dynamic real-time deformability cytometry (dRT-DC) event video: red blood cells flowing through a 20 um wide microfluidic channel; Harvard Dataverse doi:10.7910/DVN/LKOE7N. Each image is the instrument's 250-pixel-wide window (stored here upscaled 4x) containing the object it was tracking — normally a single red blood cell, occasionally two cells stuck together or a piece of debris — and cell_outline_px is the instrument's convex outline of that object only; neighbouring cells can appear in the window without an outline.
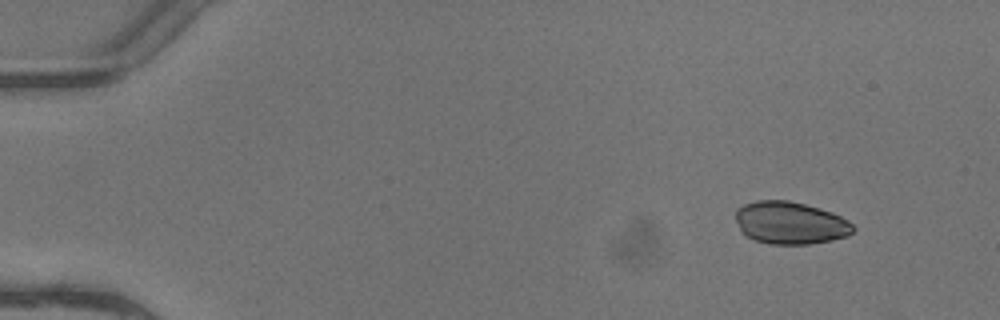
{"species": "common noctule bat (a hibernating species)", "species_latin": "Nyctalus noctula", "temperature_condition": "warm", "stored_images_in_passage": 4, "camera_frame_rate_fps": 3000, "um_per_image_px": 0.085, "animal": {"sex": "female"}, "frame": {"image": 1, "passage_image": 1, "time_ms": 0.0, "image_size_px": [1000, 320], "cell_outline_px": [[856, 228], [848, 236], [832, 240], [808, 244], [772, 244], [756, 240], [740, 232], [736, 220], [736, 208], [744, 204], [756, 200], [788, 200], [820, 208], [832, 212], [848, 220]], "centroid_in_image_um": [67.17, 18.94], "position_along_channel_um": 17.8, "area_um2": 29.19}}
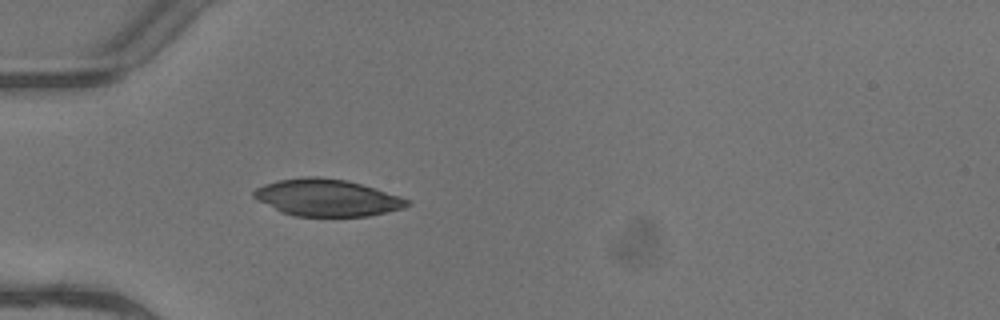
{"frame": {"image": 2, "passage_image": 4, "time_ms": 1.0, "image_size_px": [1000, 320], "cell_outline_px": [[412, 204], [404, 208], [368, 216], [296, 216], [280, 212], [256, 200], [252, 196], [252, 192], [256, 188], [264, 184], [276, 180], [304, 176], [316, 176], [348, 180], [400, 196], [408, 200]], "centroid_in_image_um": [27.75, 16.8], "position_along_channel_um": 57.2, "area_um2": 33.23}}